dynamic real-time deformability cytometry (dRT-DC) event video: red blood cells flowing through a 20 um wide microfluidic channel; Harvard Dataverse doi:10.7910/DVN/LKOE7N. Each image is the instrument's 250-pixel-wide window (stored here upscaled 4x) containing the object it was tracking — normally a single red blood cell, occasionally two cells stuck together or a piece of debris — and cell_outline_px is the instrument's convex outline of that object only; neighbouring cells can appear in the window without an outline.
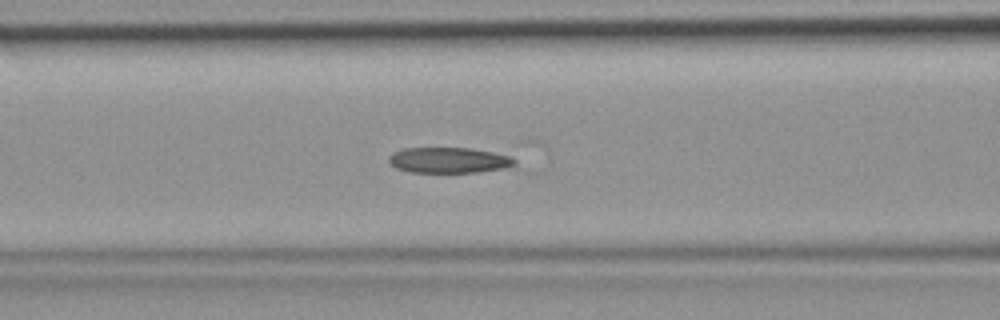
{"species": "common noctule bat (a hibernating species)", "species_latin": "Nyctalus noctula", "temperature_condition": "room temperature", "stored_images_in_passage": 41, "camera_frame_rate_fps": 3000, "um_per_image_px": 0.085, "animal": {"sex": "female", "body_mass_g": 19.9}, "frame": {"image": 1, "passage_image": 15, "time_ms": 4.667, "image_size_px": [1000, 320], "cell_outline_px": [[536, 140], [532, 172], [408, 172], [396, 168], [388, 160], [388, 156], [404, 148], [524, 140]], "centroid_in_image_um": [39.77, 13.41], "position_along_channel_um": 126.8, "area_um2": 28.26}}
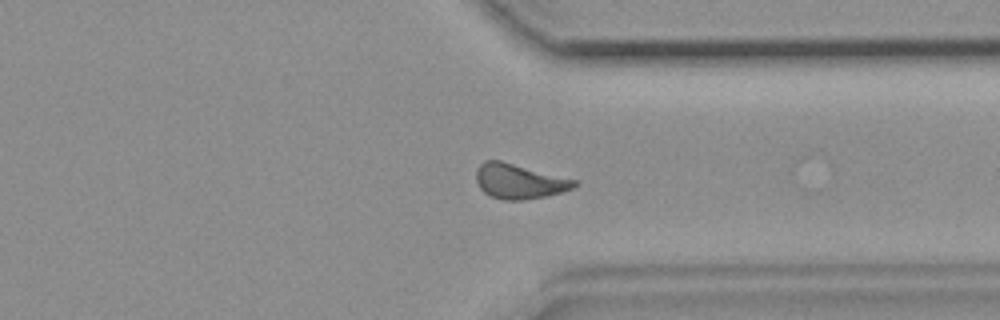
{"frame": {"image": 2, "passage_image": 32, "time_ms": 10.333, "image_size_px": [1000, 320], "cell_outline_px": [[580, 184], [572, 188], [560, 192], [544, 196], [524, 200], [504, 200], [492, 196], [484, 192], [480, 188], [476, 180], [476, 168], [484, 160], [500, 160], [576, 180]], "centroid_in_image_um": [44.1, 15.4], "position_along_channel_um": 367.3, "area_um2": 19.77}}
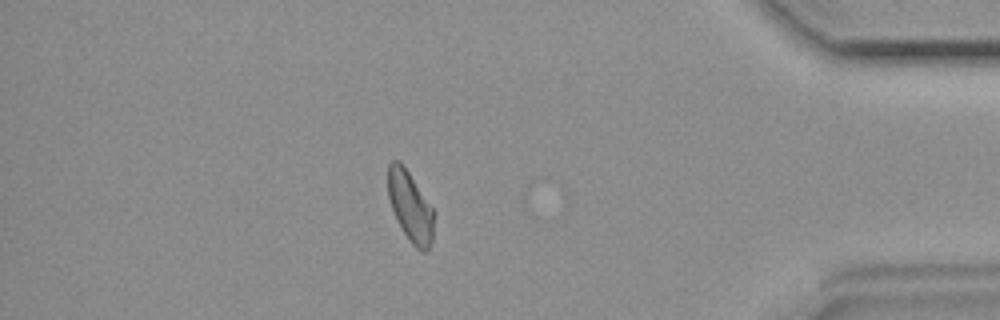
{"frame": {"image": 3, "passage_image": 37, "time_ms": 12.0, "image_size_px": [1000, 320], "cell_outline_px": [[436, 212], [432, 240], [428, 252], [424, 252], [416, 248], [412, 244], [396, 220], [388, 196], [388, 164], [392, 160], [400, 160]], "centroid_in_image_um": [34.9, 17.57], "position_along_channel_um": 400.3, "area_um2": 19.02}}